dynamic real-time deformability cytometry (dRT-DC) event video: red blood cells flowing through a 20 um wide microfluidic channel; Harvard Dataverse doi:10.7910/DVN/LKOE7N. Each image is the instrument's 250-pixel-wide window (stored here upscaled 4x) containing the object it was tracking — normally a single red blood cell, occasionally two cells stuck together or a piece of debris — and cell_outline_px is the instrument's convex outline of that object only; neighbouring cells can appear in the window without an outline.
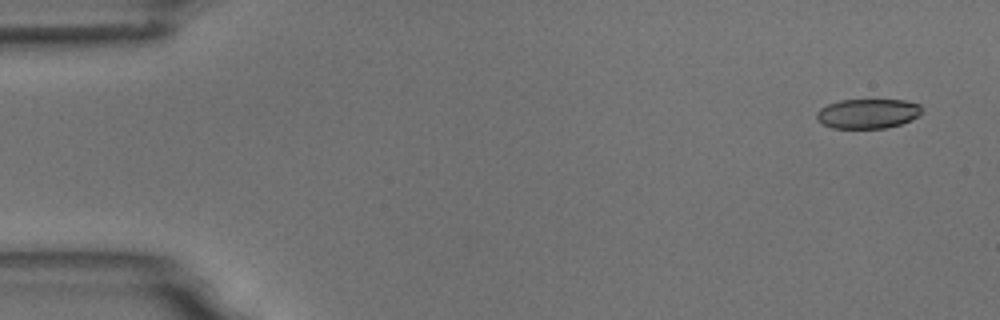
{"species": "common noctule bat (a hibernating species)", "species_latin": "Nyctalus noctula", "temperature_condition": "room temperature", "stored_images_in_passage": 5, "camera_frame_rate_fps": 3000, "um_per_image_px": 0.085, "animal": {"sex": "male", "body_mass_g": 18.8}, "frame": {"image": 1, "passage_image": 1, "time_ms": 0.0, "image_size_px": [1000, 320], "cell_outline_px": [[924, 108], [920, 116], [912, 120], [888, 128], [832, 128], [824, 124], [816, 116], [816, 112], [820, 108], [828, 104], [840, 100], [904, 100], [920, 104]], "centroid_in_image_um": [73.82, 9.65], "position_along_channel_um": 11.2, "area_um2": 18.32}}
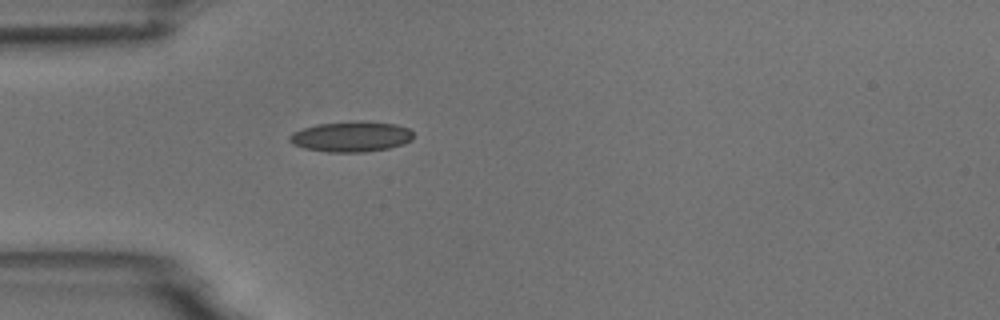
{"frame": {"image": 2, "passage_image": 5, "time_ms": 4.333, "image_size_px": [1000, 320], "cell_outline_px": [[412, 140], [404, 144], [388, 148], [364, 152], [328, 152], [304, 148], [292, 144], [288, 140], [288, 136], [292, 132], [316, 124], [364, 120], [396, 124], [408, 128], [412, 132]], "centroid_in_image_um": [29.84, 11.6], "position_along_channel_um": 55.2, "area_um2": 22.14}}